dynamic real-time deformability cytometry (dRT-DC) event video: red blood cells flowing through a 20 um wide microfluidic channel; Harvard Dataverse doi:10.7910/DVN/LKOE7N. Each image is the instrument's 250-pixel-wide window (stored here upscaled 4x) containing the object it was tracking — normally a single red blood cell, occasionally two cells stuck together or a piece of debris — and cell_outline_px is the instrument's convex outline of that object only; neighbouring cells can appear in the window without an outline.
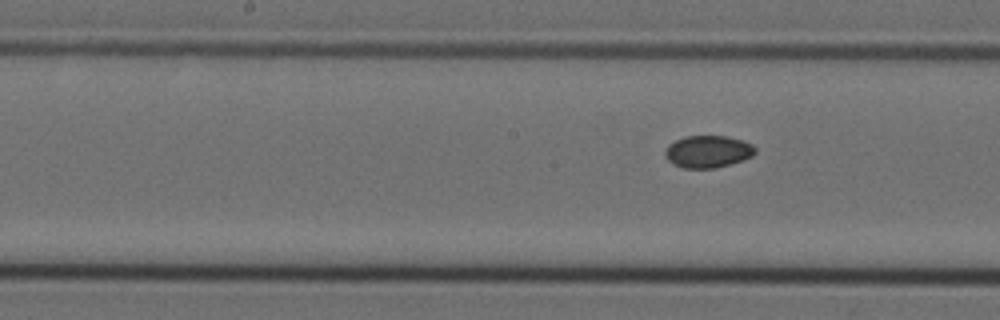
{"species": "Egyptian fruit bat (a non-hibernating species)", "species_latin": "Rousettus aegyptiacus", "temperature_condition": "cold", "stored_images_in_passage": 10, "segment_of_instrument_passage": [2, 2], "camera_frame_rate_fps": 3000, "um_per_image_px": 0.085, "animal": {"sex": "female"}, "frame": {"image": 1, "passage_image": 10, "time_ms": 3.0, "image_size_px": [1000, 320], "cell_outline_px": [[756, 152], [752, 156], [744, 160], [716, 168], [684, 168], [672, 164], [664, 156], [664, 152], [668, 144], [684, 136], [728, 136], [744, 140], [752, 144], [756, 148]], "centroid_in_image_um": [60.18, 12.88], "position_along_channel_um": 188.0, "area_um2": 17.17}}